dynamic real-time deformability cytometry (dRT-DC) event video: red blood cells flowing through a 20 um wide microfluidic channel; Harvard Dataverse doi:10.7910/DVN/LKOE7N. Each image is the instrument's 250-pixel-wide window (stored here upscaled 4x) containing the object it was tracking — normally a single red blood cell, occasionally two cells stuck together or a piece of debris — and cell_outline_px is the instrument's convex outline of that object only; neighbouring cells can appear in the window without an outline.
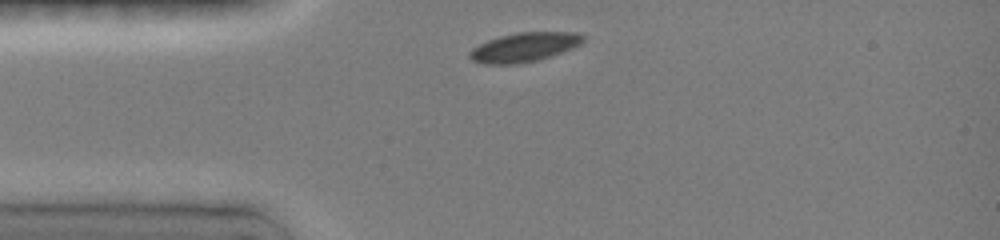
{"species": "common noctule bat (a hibernating species)", "species_latin": "Nyctalus noctula", "temperature_condition": "room temperature", "stored_images_in_passage": 2, "camera_frame_rate_fps": 3000, "um_per_image_px": 0.085, "animal": {"sex": "female", "body_mass_g": 19.0, "forearm_length_mm": 51.5}, "frame": {"image": 1, "passage_image": 1, "time_ms": 0.0, "image_size_px": [1000, 240], "cell_outline_px": [[584, 40], [580, 44], [572, 48], [548, 56], [532, 60], [512, 64], [484, 64], [472, 60], [468, 56], [468, 52], [472, 48], [488, 40], [500, 36], [516, 32], [576, 32], [584, 36]], "centroid_in_image_um": [44.52, 3.99], "position_along_channel_um": 40.5, "area_um2": 18.96}}